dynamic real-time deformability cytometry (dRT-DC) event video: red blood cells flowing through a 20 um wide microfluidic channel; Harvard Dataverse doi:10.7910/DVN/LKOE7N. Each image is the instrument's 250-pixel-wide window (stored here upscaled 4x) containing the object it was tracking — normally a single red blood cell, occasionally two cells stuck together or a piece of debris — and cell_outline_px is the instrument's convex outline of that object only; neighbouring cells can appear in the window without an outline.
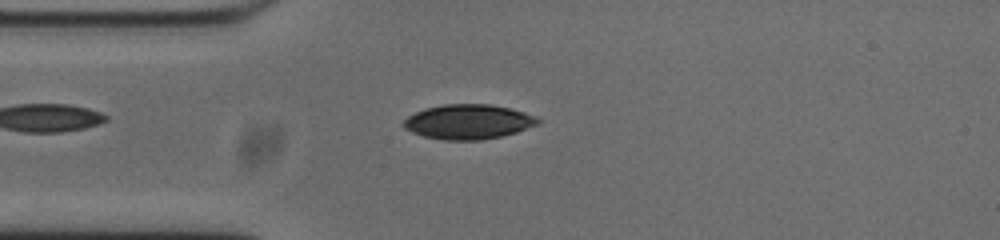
{"species": "common noctule bat (a hibernating species)", "species_latin": "Nyctalus noctula", "temperature_condition": "cold", "stored_images_in_passage": 51, "camera_frame_rate_fps": 3000, "um_per_image_px": 0.085, "animal": {"sex": "male", "body_mass_g": 20.0, "forearm_length_mm": 53.3}, "frame": {"image": 1, "passage_image": 11, "time_ms": 3.333, "image_size_px": [1000, 240], "cell_outline_px": [[540, 124], [516, 132], [500, 136], [480, 140], [444, 140], [424, 136], [412, 132], [404, 128], [400, 124], [408, 116], [424, 108], [444, 104], [488, 104], [508, 108], [524, 112], [540, 120]], "centroid_in_image_um": [39.76, 10.35], "position_along_channel_um": 45.2, "area_um2": 27.05}}
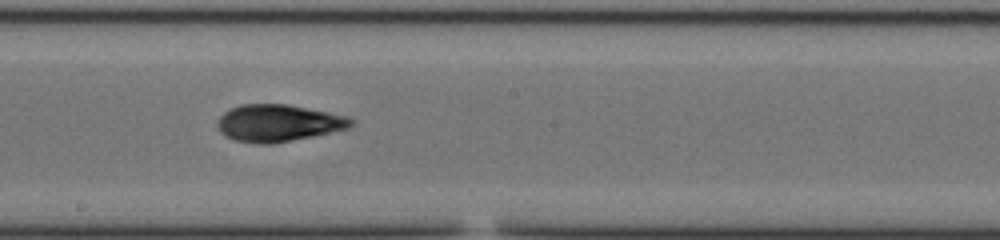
{"frame": {"image": 2, "passage_image": 26, "time_ms": 8.333, "image_size_px": [1000, 240], "cell_outline_px": [[356, 124], [348, 128], [312, 136], [272, 144], [260, 144], [232, 140], [224, 136], [220, 132], [216, 124], [216, 120], [224, 112], [240, 104], [288, 104], [348, 116], [356, 120]], "centroid_in_image_um": [23.64, 10.46], "position_along_channel_um": 224.6, "area_um2": 29.07}}
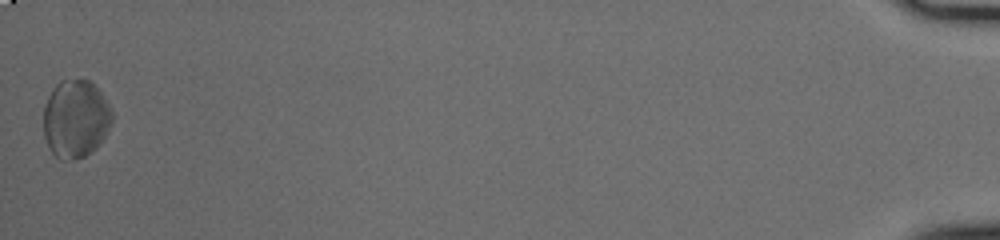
{"frame": {"image": 3, "passage_image": 51, "time_ms": 16.667, "image_size_px": [1000, 240], "cell_outline_px": [[112, 124], [96, 148], [92, 152], [84, 156], [68, 160], [60, 160], [48, 148], [44, 136], [44, 104], [52, 88], [60, 80], [88, 80], [104, 96], [112, 112]], "centroid_in_image_um": [6.41, 10.11], "position_along_channel_um": 428.8, "area_um2": 31.15}, "authors_computed_cell_mechanics": {"area_um2": 28.2642, "velocity_mm_per_s": 3.7674, "shape_relaxation_time_tau1_ms": 5.957, "shape_relaxation_time_tau2_ms": 3.7908, "deformation_change_tau1": 0.1018, "deformation_change_tau2": 0.1009}}